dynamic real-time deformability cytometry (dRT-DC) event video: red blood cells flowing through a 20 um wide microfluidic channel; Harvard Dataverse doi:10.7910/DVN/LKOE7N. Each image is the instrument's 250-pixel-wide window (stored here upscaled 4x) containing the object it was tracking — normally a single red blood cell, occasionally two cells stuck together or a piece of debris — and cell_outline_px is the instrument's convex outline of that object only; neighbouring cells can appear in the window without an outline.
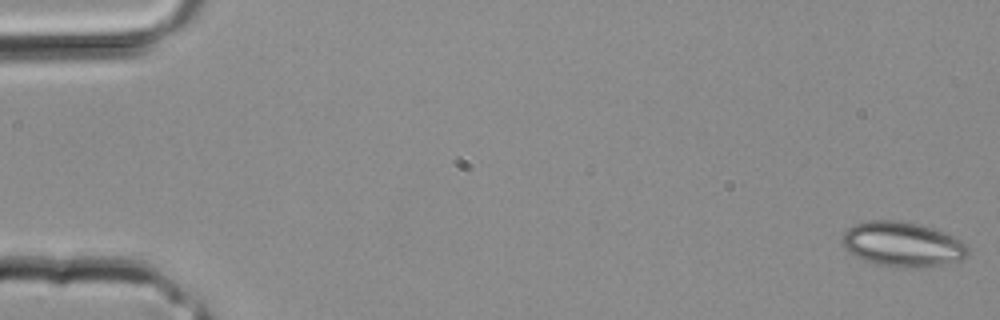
{"species": "common noctule bat (a hibernating species)", "species_latin": "Nyctalus noctula", "temperature_condition": "room temperature", "stored_images_in_passage": 3, "camera_frame_rate_fps": 3000, "um_per_image_px": 0.085, "animal": {"sex": "male", "body_mass_g": 20.4}, "frame": {"image": 1, "passage_image": 3, "time_ms": 0.667, "image_size_px": [1000, 320], "cell_outline_px": [[968, 252], [960, 260], [944, 264], [920, 268], [900, 268], [876, 264], [864, 260], [848, 252], [844, 248], [844, 232], [852, 224], [868, 220], [896, 220], [916, 224], [932, 228], [944, 232], [964, 240], [968, 244]], "centroid_in_image_um": [76.73, 20.77], "position_along_channel_um": 8.3, "area_um2": 33.0}}